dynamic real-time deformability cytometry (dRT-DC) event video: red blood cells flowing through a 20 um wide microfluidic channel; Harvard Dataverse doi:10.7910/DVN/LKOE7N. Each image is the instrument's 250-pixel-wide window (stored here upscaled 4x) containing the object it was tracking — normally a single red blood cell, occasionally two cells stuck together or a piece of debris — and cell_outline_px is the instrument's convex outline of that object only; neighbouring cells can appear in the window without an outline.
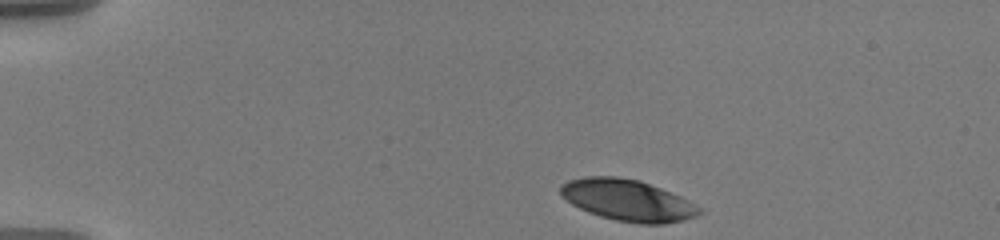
{"species": "human", "species_latin": "Homo sapiens", "temperature_condition": "warm", "stored_images_in_passage": 47, "camera_frame_rate_fps": 3000, "um_per_image_px": 0.085, "donor": {"sex": "male"}, "frame": {"image": 1, "passage_image": 1, "time_ms": 0.0, "image_size_px": [1000, 240], "cell_outline_px": [[704, 212], [696, 216], [684, 220], [664, 224], [640, 224], [616, 220], [600, 216], [588, 212], [572, 204], [560, 196], [560, 184], [568, 180], [584, 176], [616, 176], [640, 180], [680, 196], [688, 200], [700, 208]], "centroid_in_image_um": [53.33, 17.01], "position_along_channel_um": 31.7, "area_um2": 33.64}}
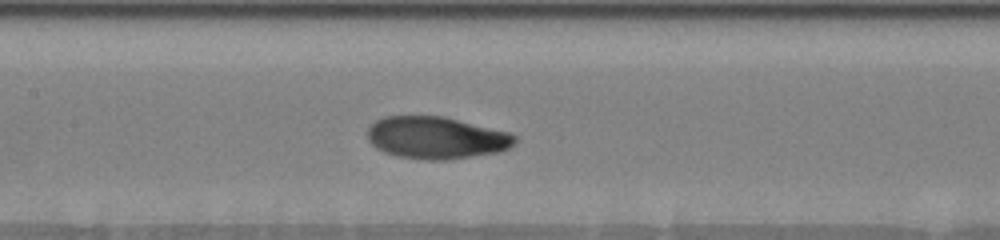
{"frame": {"image": 2, "passage_image": 19, "time_ms": 6.0, "image_size_px": [1000, 240], "cell_outline_px": [[516, 144], [500, 152], [444, 160], [428, 160], [396, 156], [384, 152], [376, 148], [368, 140], [368, 128], [376, 120], [384, 116], [444, 116], [512, 132], [516, 136]], "centroid_in_image_um": [37.12, 11.7], "position_along_channel_um": 170.3, "area_um2": 36.53}}
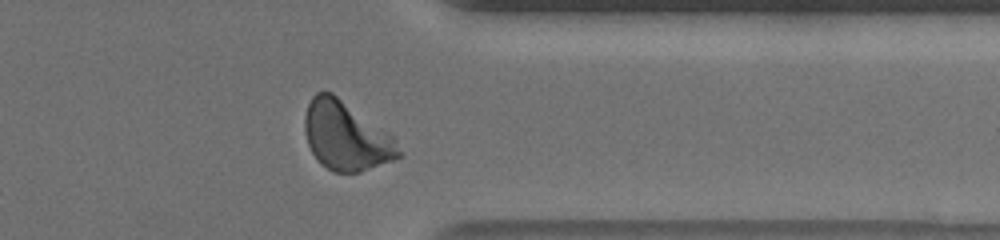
{"frame": {"image": 3, "passage_image": 37, "time_ms": 12.0, "image_size_px": [1000, 240], "cell_outline_px": [[404, 156], [360, 172], [332, 172], [320, 164], [312, 152], [308, 144], [304, 128], [304, 116], [308, 104], [312, 96], [316, 92], [324, 88], [332, 92], [388, 132], [392, 136]], "centroid_in_image_um": [29.39, 11.55], "position_along_channel_um": 382.0, "area_um2": 37.8}, "authors_computed_cell_mechanics": {"area_um2": 35.6048, "velocity_mm_per_s": 3.5696, "shape_relaxation_time_tau1_ms": 3.4834, "shape_relaxation_time_tau2_ms": 0.9145, "deformation_change_tau1": 0.1763, "deformation_change_tau2": 0.0481}}